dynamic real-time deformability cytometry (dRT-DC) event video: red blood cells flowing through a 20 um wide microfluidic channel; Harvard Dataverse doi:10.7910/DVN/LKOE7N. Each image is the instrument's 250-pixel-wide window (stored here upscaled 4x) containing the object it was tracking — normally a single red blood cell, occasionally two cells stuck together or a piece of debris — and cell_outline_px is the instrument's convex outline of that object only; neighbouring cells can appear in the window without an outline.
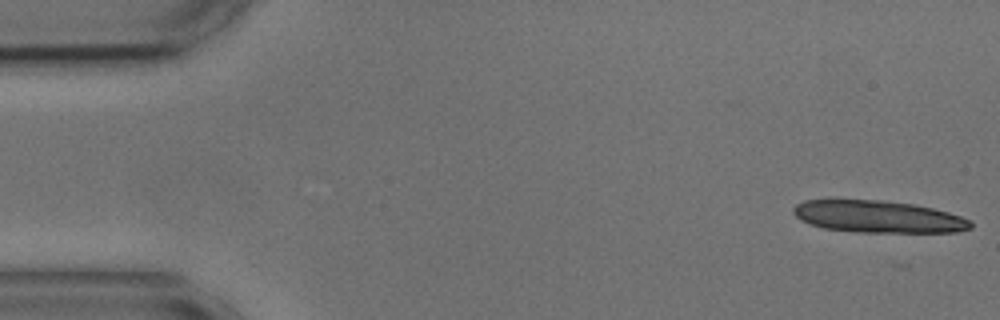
{"species": "common noctule bat (a hibernating species)", "species_latin": "Nyctalus noctula", "temperature_condition": "cold", "stored_images_in_passage": 14, "camera_frame_rate_fps": 3000, "um_per_image_px": 0.085, "animal": {"sex": "male", "body_mass_g": 17.9, "forearm_length_mm": 54.2}, "frame": {"image": 1, "passage_image": 1, "time_ms": 0.0, "image_size_px": [1000, 320], "cell_outline_px": [[972, 228], [960, 232], [856, 232], [824, 228], [808, 224], [800, 220], [792, 212], [792, 208], [796, 204], [804, 200], [884, 200], [916, 204], [948, 212], [960, 216], [968, 220], [972, 224]], "centroid_in_image_um": [74.63, 18.42], "position_along_channel_um": 10.4, "area_um2": 33.29}}